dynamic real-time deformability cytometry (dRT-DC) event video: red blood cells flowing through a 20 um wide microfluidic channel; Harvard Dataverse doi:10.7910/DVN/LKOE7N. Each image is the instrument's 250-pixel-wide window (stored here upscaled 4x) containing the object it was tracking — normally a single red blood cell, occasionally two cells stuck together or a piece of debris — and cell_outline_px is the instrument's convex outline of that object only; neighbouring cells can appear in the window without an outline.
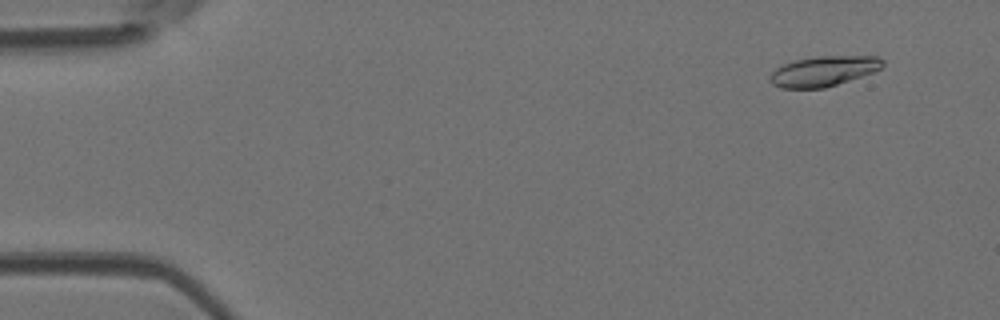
{"species": "Egyptian fruit bat (a non-hibernating species)", "species_latin": "Rousettus aegyptiacus", "temperature_condition": "room temperature", "stored_images_in_passage": 44, "camera_frame_rate_fps": 3000, "um_per_image_px": 0.085, "animal": {"sex": "female"}, "frame": {"image": 1, "passage_image": 4, "time_ms": 1.0, "image_size_px": [1000, 320], "cell_outline_px": [[884, 64], [880, 68], [872, 72], [824, 88], [780, 88], [772, 84], [768, 80], [772, 72], [776, 68], [792, 60], [816, 56], [876, 56], [884, 60]], "centroid_in_image_um": [69.95, 6.04], "position_along_channel_um": 15.0, "area_um2": 19.71}}
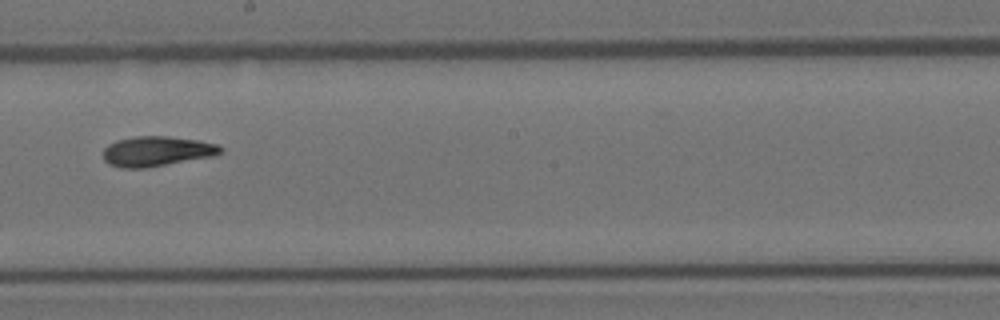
{"frame": {"image": 2, "passage_image": 28, "time_ms": 9.0, "image_size_px": [1000, 320], "cell_outline_px": [[224, 148], [220, 152], [212, 156], [144, 168], [120, 168], [108, 164], [104, 160], [104, 148], [108, 144], [116, 140], [136, 136], [168, 136], [196, 140], [216, 144]], "centroid_in_image_um": [13.27, 12.85], "position_along_channel_um": 234.9, "area_um2": 20.35}}
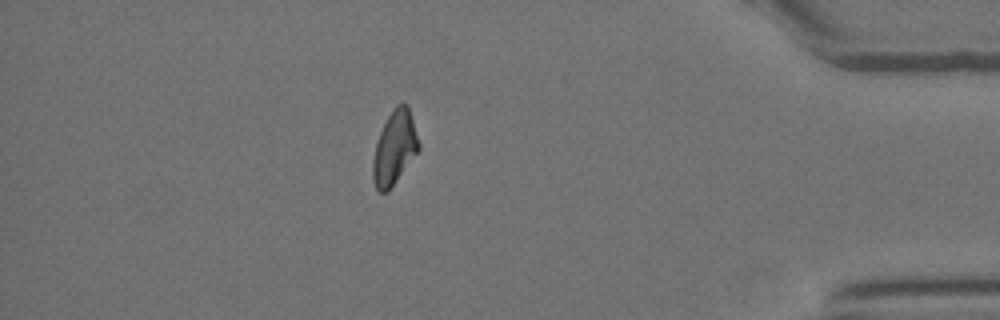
{"frame": {"image": 3, "passage_image": 43, "time_ms": 14.0, "image_size_px": [1000, 320], "cell_outline_px": [[420, 148], [388, 192], [380, 192], [376, 188], [372, 176], [372, 160], [376, 144], [380, 132], [392, 108], [396, 104], [408, 104], [420, 144]], "centroid_in_image_um": [33.53, 12.56], "position_along_channel_um": 401.7, "area_um2": 19.54}}